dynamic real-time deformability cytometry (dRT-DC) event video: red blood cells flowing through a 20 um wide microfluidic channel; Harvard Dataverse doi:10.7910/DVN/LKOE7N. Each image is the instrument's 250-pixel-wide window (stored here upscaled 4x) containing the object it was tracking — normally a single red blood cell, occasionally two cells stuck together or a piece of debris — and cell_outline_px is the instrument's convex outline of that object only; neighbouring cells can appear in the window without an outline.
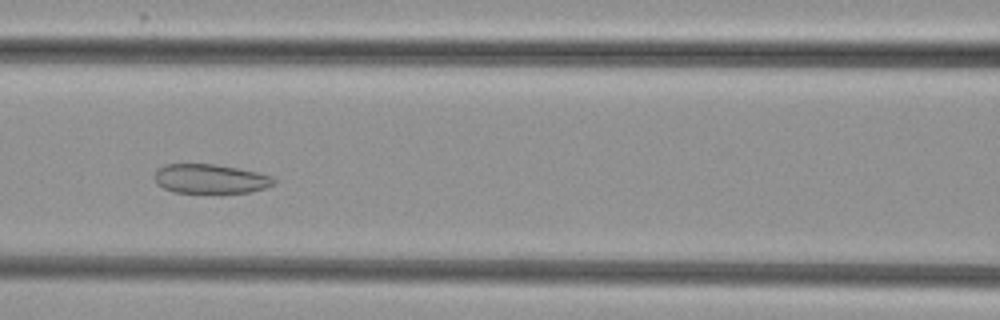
{"species": "common noctule bat (a hibernating species)", "species_latin": "Nyctalus noctula", "temperature_condition": "cold", "stored_images_in_passage": 45, "camera_frame_rate_fps": 3000, "um_per_image_px": 0.085, "animal": {"sex": "female", "body_mass_g": 29.2, "forearm_length_mm": 56.3}, "frame": {"image": 1, "passage_image": 16, "time_ms": 5.0, "image_size_px": [1000, 320], "cell_outline_px": [[276, 180], [272, 184], [264, 188], [248, 192], [220, 196], [172, 192], [156, 184], [156, 172], [164, 164], [216, 164], [256, 172], [272, 176]], "centroid_in_image_um": [17.88, 15.26], "position_along_channel_um": 148.7, "area_um2": 21.1}}
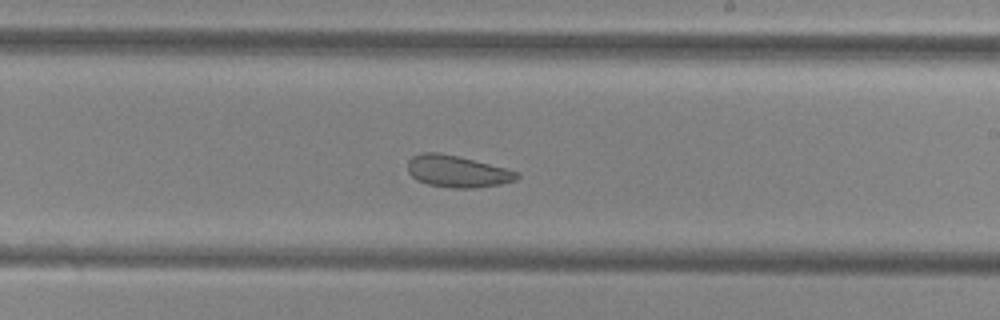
{"frame": {"image": 2, "passage_image": 24, "time_ms": 7.667, "image_size_px": [1000, 320], "cell_outline_px": [[520, 176], [516, 180], [500, 184], [476, 188], [452, 188], [428, 184], [416, 180], [408, 172], [408, 160], [412, 156], [424, 152], [436, 152], [456, 156], [520, 172]], "centroid_in_image_um": [38.85, 14.58], "position_along_channel_um": 250.1, "area_um2": 20.06}}
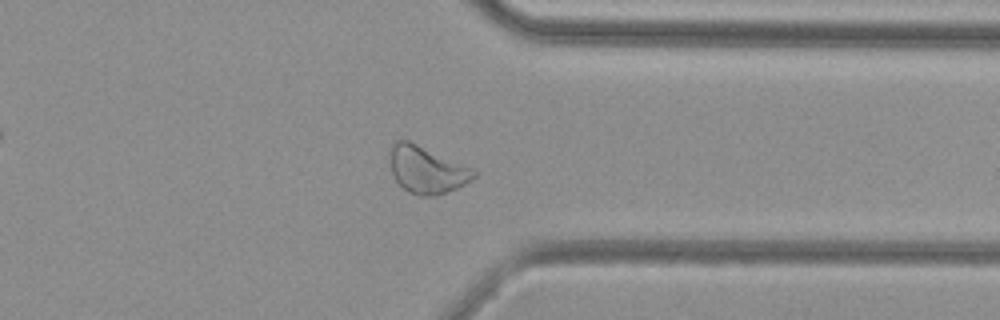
{"frame": {"image": 3, "passage_image": 34, "time_ms": 11.0, "image_size_px": [1000, 320], "cell_outline_px": [[476, 176], [464, 184], [456, 188], [436, 196], [420, 196], [408, 192], [392, 176], [392, 144], [396, 140], [408, 140], [472, 168], [476, 172]], "centroid_in_image_um": [36.28, 14.45], "position_along_channel_um": 375.1, "area_um2": 22.48}, "authors_computed_cell_mechanics": {"area_um2": 23.1778, "velocity_mm_per_s": 3.8148, "shape_relaxation_time_tau1_ms": null, "shape_relaxation_time_tau2_ms": 2.8847, "deformation_change_tau1": null, "deformation_change_tau2": 0.087}}